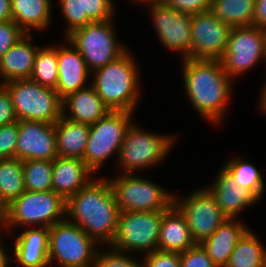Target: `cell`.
<instances>
[{
	"mask_svg": "<svg viewBox=\"0 0 266 267\" xmlns=\"http://www.w3.org/2000/svg\"><path fill=\"white\" fill-rule=\"evenodd\" d=\"M145 267H180V253L155 250L144 255Z\"/></svg>",
	"mask_w": 266,
	"mask_h": 267,
	"instance_id": "f35d334b",
	"label": "cell"
},
{
	"mask_svg": "<svg viewBox=\"0 0 266 267\" xmlns=\"http://www.w3.org/2000/svg\"><path fill=\"white\" fill-rule=\"evenodd\" d=\"M5 214H6V211H0V242L3 241V237H2V233H5L7 234L4 229H6V220H5ZM4 228V229H2ZM3 231V232H2Z\"/></svg>",
	"mask_w": 266,
	"mask_h": 267,
	"instance_id": "bcb514c9",
	"label": "cell"
},
{
	"mask_svg": "<svg viewBox=\"0 0 266 267\" xmlns=\"http://www.w3.org/2000/svg\"><path fill=\"white\" fill-rule=\"evenodd\" d=\"M96 174L83 159L56 157L53 160L52 190L65 200L87 186Z\"/></svg>",
	"mask_w": 266,
	"mask_h": 267,
	"instance_id": "ffe728a7",
	"label": "cell"
},
{
	"mask_svg": "<svg viewBox=\"0 0 266 267\" xmlns=\"http://www.w3.org/2000/svg\"><path fill=\"white\" fill-rule=\"evenodd\" d=\"M212 0H166L165 3L181 14L196 15L211 11Z\"/></svg>",
	"mask_w": 266,
	"mask_h": 267,
	"instance_id": "ab89813d",
	"label": "cell"
},
{
	"mask_svg": "<svg viewBox=\"0 0 266 267\" xmlns=\"http://www.w3.org/2000/svg\"><path fill=\"white\" fill-rule=\"evenodd\" d=\"M231 29L211 11L191 15L190 59L221 60Z\"/></svg>",
	"mask_w": 266,
	"mask_h": 267,
	"instance_id": "9a60e30c",
	"label": "cell"
},
{
	"mask_svg": "<svg viewBox=\"0 0 266 267\" xmlns=\"http://www.w3.org/2000/svg\"><path fill=\"white\" fill-rule=\"evenodd\" d=\"M25 34L13 20L0 22V58Z\"/></svg>",
	"mask_w": 266,
	"mask_h": 267,
	"instance_id": "74e56055",
	"label": "cell"
},
{
	"mask_svg": "<svg viewBox=\"0 0 266 267\" xmlns=\"http://www.w3.org/2000/svg\"><path fill=\"white\" fill-rule=\"evenodd\" d=\"M106 248L108 249H98L93 267H145L143 259L138 261L130 253L119 251L111 246Z\"/></svg>",
	"mask_w": 266,
	"mask_h": 267,
	"instance_id": "d6a6232c",
	"label": "cell"
},
{
	"mask_svg": "<svg viewBox=\"0 0 266 267\" xmlns=\"http://www.w3.org/2000/svg\"><path fill=\"white\" fill-rule=\"evenodd\" d=\"M18 121L0 126V159L16 157Z\"/></svg>",
	"mask_w": 266,
	"mask_h": 267,
	"instance_id": "d590c367",
	"label": "cell"
},
{
	"mask_svg": "<svg viewBox=\"0 0 266 267\" xmlns=\"http://www.w3.org/2000/svg\"><path fill=\"white\" fill-rule=\"evenodd\" d=\"M180 267H217L200 244L180 253Z\"/></svg>",
	"mask_w": 266,
	"mask_h": 267,
	"instance_id": "8d00e7d4",
	"label": "cell"
},
{
	"mask_svg": "<svg viewBox=\"0 0 266 267\" xmlns=\"http://www.w3.org/2000/svg\"><path fill=\"white\" fill-rule=\"evenodd\" d=\"M181 69L185 93L192 107L208 123L220 125L233 94V80L224 71L222 62L182 59Z\"/></svg>",
	"mask_w": 266,
	"mask_h": 267,
	"instance_id": "6da1fadb",
	"label": "cell"
},
{
	"mask_svg": "<svg viewBox=\"0 0 266 267\" xmlns=\"http://www.w3.org/2000/svg\"><path fill=\"white\" fill-rule=\"evenodd\" d=\"M265 39L266 29L255 25L232 27L220 61L233 81L263 61Z\"/></svg>",
	"mask_w": 266,
	"mask_h": 267,
	"instance_id": "7c38bea8",
	"label": "cell"
},
{
	"mask_svg": "<svg viewBox=\"0 0 266 267\" xmlns=\"http://www.w3.org/2000/svg\"><path fill=\"white\" fill-rule=\"evenodd\" d=\"M253 25L266 29V0H256Z\"/></svg>",
	"mask_w": 266,
	"mask_h": 267,
	"instance_id": "b9f144b4",
	"label": "cell"
},
{
	"mask_svg": "<svg viewBox=\"0 0 266 267\" xmlns=\"http://www.w3.org/2000/svg\"><path fill=\"white\" fill-rule=\"evenodd\" d=\"M133 3H137L141 5V3H144V5H149L153 3H165L166 0H132ZM135 1V2H134Z\"/></svg>",
	"mask_w": 266,
	"mask_h": 267,
	"instance_id": "7dc6e473",
	"label": "cell"
},
{
	"mask_svg": "<svg viewBox=\"0 0 266 267\" xmlns=\"http://www.w3.org/2000/svg\"><path fill=\"white\" fill-rule=\"evenodd\" d=\"M3 86L11 95L18 121L55 124L62 117V99L55 89L30 79L11 80Z\"/></svg>",
	"mask_w": 266,
	"mask_h": 267,
	"instance_id": "8992f818",
	"label": "cell"
},
{
	"mask_svg": "<svg viewBox=\"0 0 266 267\" xmlns=\"http://www.w3.org/2000/svg\"><path fill=\"white\" fill-rule=\"evenodd\" d=\"M12 98L8 90L0 85V126L17 122Z\"/></svg>",
	"mask_w": 266,
	"mask_h": 267,
	"instance_id": "60d3db41",
	"label": "cell"
},
{
	"mask_svg": "<svg viewBox=\"0 0 266 267\" xmlns=\"http://www.w3.org/2000/svg\"><path fill=\"white\" fill-rule=\"evenodd\" d=\"M195 245L184 215L173 204L162 214L158 250L182 253Z\"/></svg>",
	"mask_w": 266,
	"mask_h": 267,
	"instance_id": "cb8c5ba5",
	"label": "cell"
},
{
	"mask_svg": "<svg viewBox=\"0 0 266 267\" xmlns=\"http://www.w3.org/2000/svg\"><path fill=\"white\" fill-rule=\"evenodd\" d=\"M33 34H25L0 58V85L17 79H30L37 51Z\"/></svg>",
	"mask_w": 266,
	"mask_h": 267,
	"instance_id": "44dd1931",
	"label": "cell"
},
{
	"mask_svg": "<svg viewBox=\"0 0 266 267\" xmlns=\"http://www.w3.org/2000/svg\"><path fill=\"white\" fill-rule=\"evenodd\" d=\"M6 209H7V206L0 199V211H6Z\"/></svg>",
	"mask_w": 266,
	"mask_h": 267,
	"instance_id": "c3c4849f",
	"label": "cell"
},
{
	"mask_svg": "<svg viewBox=\"0 0 266 267\" xmlns=\"http://www.w3.org/2000/svg\"><path fill=\"white\" fill-rule=\"evenodd\" d=\"M66 219V200L53 190L24 191L6 209V231L16 227H51ZM30 225V226H29ZM16 226V227H15Z\"/></svg>",
	"mask_w": 266,
	"mask_h": 267,
	"instance_id": "5b68a950",
	"label": "cell"
},
{
	"mask_svg": "<svg viewBox=\"0 0 266 267\" xmlns=\"http://www.w3.org/2000/svg\"><path fill=\"white\" fill-rule=\"evenodd\" d=\"M2 242H0V267H10V263L12 262V254L10 252H12V248L9 249L8 246L6 248V245L4 246L5 243Z\"/></svg>",
	"mask_w": 266,
	"mask_h": 267,
	"instance_id": "ee69618b",
	"label": "cell"
},
{
	"mask_svg": "<svg viewBox=\"0 0 266 267\" xmlns=\"http://www.w3.org/2000/svg\"><path fill=\"white\" fill-rule=\"evenodd\" d=\"M12 263L18 267H48L49 249L12 248ZM15 259H14V257Z\"/></svg>",
	"mask_w": 266,
	"mask_h": 267,
	"instance_id": "e575fe53",
	"label": "cell"
},
{
	"mask_svg": "<svg viewBox=\"0 0 266 267\" xmlns=\"http://www.w3.org/2000/svg\"><path fill=\"white\" fill-rule=\"evenodd\" d=\"M109 111L91 84L62 99V116L76 123H95Z\"/></svg>",
	"mask_w": 266,
	"mask_h": 267,
	"instance_id": "603a6c76",
	"label": "cell"
},
{
	"mask_svg": "<svg viewBox=\"0 0 266 267\" xmlns=\"http://www.w3.org/2000/svg\"><path fill=\"white\" fill-rule=\"evenodd\" d=\"M146 7L161 45L180 53L182 59H190L191 15L178 13L166 3H153Z\"/></svg>",
	"mask_w": 266,
	"mask_h": 267,
	"instance_id": "5bb4252c",
	"label": "cell"
},
{
	"mask_svg": "<svg viewBox=\"0 0 266 267\" xmlns=\"http://www.w3.org/2000/svg\"><path fill=\"white\" fill-rule=\"evenodd\" d=\"M133 112L109 111L104 117L90 124V132L83 160L95 173L107 159L118 160L125 132L133 121Z\"/></svg>",
	"mask_w": 266,
	"mask_h": 267,
	"instance_id": "9c48e42d",
	"label": "cell"
},
{
	"mask_svg": "<svg viewBox=\"0 0 266 267\" xmlns=\"http://www.w3.org/2000/svg\"><path fill=\"white\" fill-rule=\"evenodd\" d=\"M119 213L112 186L105 177L94 178L66 200V219L78 225L100 247L112 243Z\"/></svg>",
	"mask_w": 266,
	"mask_h": 267,
	"instance_id": "7a4b0ae2",
	"label": "cell"
},
{
	"mask_svg": "<svg viewBox=\"0 0 266 267\" xmlns=\"http://www.w3.org/2000/svg\"><path fill=\"white\" fill-rule=\"evenodd\" d=\"M259 97L258 107L260 111L266 114V83H264V86L261 88Z\"/></svg>",
	"mask_w": 266,
	"mask_h": 267,
	"instance_id": "f6af8a7d",
	"label": "cell"
},
{
	"mask_svg": "<svg viewBox=\"0 0 266 267\" xmlns=\"http://www.w3.org/2000/svg\"><path fill=\"white\" fill-rule=\"evenodd\" d=\"M25 191L23 161L20 159H0V199L8 206Z\"/></svg>",
	"mask_w": 266,
	"mask_h": 267,
	"instance_id": "f546056e",
	"label": "cell"
},
{
	"mask_svg": "<svg viewBox=\"0 0 266 267\" xmlns=\"http://www.w3.org/2000/svg\"><path fill=\"white\" fill-rule=\"evenodd\" d=\"M12 21L11 0H0V22Z\"/></svg>",
	"mask_w": 266,
	"mask_h": 267,
	"instance_id": "7bdbcfd3",
	"label": "cell"
},
{
	"mask_svg": "<svg viewBox=\"0 0 266 267\" xmlns=\"http://www.w3.org/2000/svg\"><path fill=\"white\" fill-rule=\"evenodd\" d=\"M108 180L120 211H165L174 204V193L137 174Z\"/></svg>",
	"mask_w": 266,
	"mask_h": 267,
	"instance_id": "8fae6325",
	"label": "cell"
},
{
	"mask_svg": "<svg viewBox=\"0 0 266 267\" xmlns=\"http://www.w3.org/2000/svg\"><path fill=\"white\" fill-rule=\"evenodd\" d=\"M16 158L26 160H54L56 150L55 125L40 121H18Z\"/></svg>",
	"mask_w": 266,
	"mask_h": 267,
	"instance_id": "2e32d148",
	"label": "cell"
},
{
	"mask_svg": "<svg viewBox=\"0 0 266 267\" xmlns=\"http://www.w3.org/2000/svg\"><path fill=\"white\" fill-rule=\"evenodd\" d=\"M140 75L134 54L127 50L118 59L92 72L90 78L97 95L110 111L134 113L141 96Z\"/></svg>",
	"mask_w": 266,
	"mask_h": 267,
	"instance_id": "3957f363",
	"label": "cell"
},
{
	"mask_svg": "<svg viewBox=\"0 0 266 267\" xmlns=\"http://www.w3.org/2000/svg\"><path fill=\"white\" fill-rule=\"evenodd\" d=\"M99 244L78 225L64 219L49 228V264L93 267Z\"/></svg>",
	"mask_w": 266,
	"mask_h": 267,
	"instance_id": "52a82bcc",
	"label": "cell"
},
{
	"mask_svg": "<svg viewBox=\"0 0 266 267\" xmlns=\"http://www.w3.org/2000/svg\"><path fill=\"white\" fill-rule=\"evenodd\" d=\"M250 228L236 244L226 267H265L266 246Z\"/></svg>",
	"mask_w": 266,
	"mask_h": 267,
	"instance_id": "4316f807",
	"label": "cell"
},
{
	"mask_svg": "<svg viewBox=\"0 0 266 267\" xmlns=\"http://www.w3.org/2000/svg\"><path fill=\"white\" fill-rule=\"evenodd\" d=\"M256 0H212L211 12L231 27L252 26Z\"/></svg>",
	"mask_w": 266,
	"mask_h": 267,
	"instance_id": "83f0119b",
	"label": "cell"
},
{
	"mask_svg": "<svg viewBox=\"0 0 266 267\" xmlns=\"http://www.w3.org/2000/svg\"><path fill=\"white\" fill-rule=\"evenodd\" d=\"M264 61L263 62H266V39H265V50H264Z\"/></svg>",
	"mask_w": 266,
	"mask_h": 267,
	"instance_id": "681fc988",
	"label": "cell"
},
{
	"mask_svg": "<svg viewBox=\"0 0 266 267\" xmlns=\"http://www.w3.org/2000/svg\"><path fill=\"white\" fill-rule=\"evenodd\" d=\"M113 20L92 22L66 37L82 55L91 73L118 59L128 50L118 41Z\"/></svg>",
	"mask_w": 266,
	"mask_h": 267,
	"instance_id": "ba28073f",
	"label": "cell"
},
{
	"mask_svg": "<svg viewBox=\"0 0 266 267\" xmlns=\"http://www.w3.org/2000/svg\"><path fill=\"white\" fill-rule=\"evenodd\" d=\"M164 211H120L115 236L109 245L119 251L143 256L158 250Z\"/></svg>",
	"mask_w": 266,
	"mask_h": 267,
	"instance_id": "30bf717a",
	"label": "cell"
},
{
	"mask_svg": "<svg viewBox=\"0 0 266 267\" xmlns=\"http://www.w3.org/2000/svg\"><path fill=\"white\" fill-rule=\"evenodd\" d=\"M30 80L55 89L58 83L57 46L40 47L34 60Z\"/></svg>",
	"mask_w": 266,
	"mask_h": 267,
	"instance_id": "4dcf8cb0",
	"label": "cell"
},
{
	"mask_svg": "<svg viewBox=\"0 0 266 267\" xmlns=\"http://www.w3.org/2000/svg\"><path fill=\"white\" fill-rule=\"evenodd\" d=\"M23 229L15 238L13 248L49 249V227Z\"/></svg>",
	"mask_w": 266,
	"mask_h": 267,
	"instance_id": "836d02e7",
	"label": "cell"
},
{
	"mask_svg": "<svg viewBox=\"0 0 266 267\" xmlns=\"http://www.w3.org/2000/svg\"><path fill=\"white\" fill-rule=\"evenodd\" d=\"M54 125L58 157L83 159L90 124L76 123L62 116Z\"/></svg>",
	"mask_w": 266,
	"mask_h": 267,
	"instance_id": "484cf974",
	"label": "cell"
},
{
	"mask_svg": "<svg viewBox=\"0 0 266 267\" xmlns=\"http://www.w3.org/2000/svg\"><path fill=\"white\" fill-rule=\"evenodd\" d=\"M53 160L23 161L24 186L26 191L52 190Z\"/></svg>",
	"mask_w": 266,
	"mask_h": 267,
	"instance_id": "1f68e13d",
	"label": "cell"
},
{
	"mask_svg": "<svg viewBox=\"0 0 266 267\" xmlns=\"http://www.w3.org/2000/svg\"><path fill=\"white\" fill-rule=\"evenodd\" d=\"M236 157L223 164V168L232 176L234 182L249 190L259 201L262 199L265 191V181L256 166L246 159Z\"/></svg>",
	"mask_w": 266,
	"mask_h": 267,
	"instance_id": "f1b7e54d",
	"label": "cell"
},
{
	"mask_svg": "<svg viewBox=\"0 0 266 267\" xmlns=\"http://www.w3.org/2000/svg\"><path fill=\"white\" fill-rule=\"evenodd\" d=\"M65 39L66 45L57 46L58 83L55 91L61 99L88 87V82L91 80L89 78L91 72L82 55L67 38Z\"/></svg>",
	"mask_w": 266,
	"mask_h": 267,
	"instance_id": "e0dca14e",
	"label": "cell"
},
{
	"mask_svg": "<svg viewBox=\"0 0 266 267\" xmlns=\"http://www.w3.org/2000/svg\"><path fill=\"white\" fill-rule=\"evenodd\" d=\"M174 205L184 215L196 244L208 238L228 219L206 187L192 190L182 198L174 193Z\"/></svg>",
	"mask_w": 266,
	"mask_h": 267,
	"instance_id": "4fadbf2b",
	"label": "cell"
},
{
	"mask_svg": "<svg viewBox=\"0 0 266 267\" xmlns=\"http://www.w3.org/2000/svg\"><path fill=\"white\" fill-rule=\"evenodd\" d=\"M214 178L213 184L206 188L215 197L217 205L228 219H239L244 209L260 202L249 190L238 186L222 166Z\"/></svg>",
	"mask_w": 266,
	"mask_h": 267,
	"instance_id": "ac0fdd59",
	"label": "cell"
},
{
	"mask_svg": "<svg viewBox=\"0 0 266 267\" xmlns=\"http://www.w3.org/2000/svg\"><path fill=\"white\" fill-rule=\"evenodd\" d=\"M52 0H11L12 20L26 33L46 30L52 22ZM32 31V32H31Z\"/></svg>",
	"mask_w": 266,
	"mask_h": 267,
	"instance_id": "d4e9b609",
	"label": "cell"
},
{
	"mask_svg": "<svg viewBox=\"0 0 266 267\" xmlns=\"http://www.w3.org/2000/svg\"><path fill=\"white\" fill-rule=\"evenodd\" d=\"M137 124L132 121L128 126L115 162L123 174H135L159 165L169 155L177 139L174 134L149 132Z\"/></svg>",
	"mask_w": 266,
	"mask_h": 267,
	"instance_id": "277c9868",
	"label": "cell"
},
{
	"mask_svg": "<svg viewBox=\"0 0 266 267\" xmlns=\"http://www.w3.org/2000/svg\"><path fill=\"white\" fill-rule=\"evenodd\" d=\"M240 219H227L200 245L217 267H226L239 239L249 229Z\"/></svg>",
	"mask_w": 266,
	"mask_h": 267,
	"instance_id": "7402d4cb",
	"label": "cell"
},
{
	"mask_svg": "<svg viewBox=\"0 0 266 267\" xmlns=\"http://www.w3.org/2000/svg\"><path fill=\"white\" fill-rule=\"evenodd\" d=\"M66 25L64 38L92 22L114 18V0H58Z\"/></svg>",
	"mask_w": 266,
	"mask_h": 267,
	"instance_id": "d6986e66",
	"label": "cell"
}]
</instances>
